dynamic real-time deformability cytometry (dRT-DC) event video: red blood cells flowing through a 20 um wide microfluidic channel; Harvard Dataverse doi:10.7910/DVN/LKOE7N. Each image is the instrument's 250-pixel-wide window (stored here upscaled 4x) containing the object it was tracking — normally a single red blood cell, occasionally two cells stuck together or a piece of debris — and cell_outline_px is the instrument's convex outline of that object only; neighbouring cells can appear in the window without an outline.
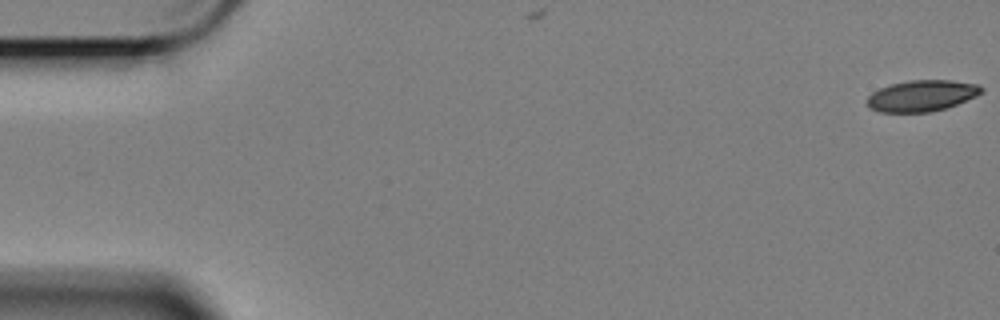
{"species": "Egyptian fruit bat (a non-hibernating species)", "species_latin": "Rousettus aegyptiacus", "temperature_condition": "cold", "stored_images_in_passage": 8, "camera_frame_rate_fps": 3000, "um_per_image_px": 0.085, "animal": {"sex": "female"}, "frame": {"image": 1, "passage_image": 1, "time_ms": 0.0, "image_size_px": [1000, 320], "cell_outline_px": [[984, 88], [976, 96], [956, 104], [932, 112], [880, 112], [868, 108], [868, 96], [872, 92], [880, 88], [892, 84], [908, 80], [952, 80], [976, 84]], "centroid_in_image_um": [78.32, 8.14], "position_along_channel_um": 6.7, "area_um2": 20.63}}